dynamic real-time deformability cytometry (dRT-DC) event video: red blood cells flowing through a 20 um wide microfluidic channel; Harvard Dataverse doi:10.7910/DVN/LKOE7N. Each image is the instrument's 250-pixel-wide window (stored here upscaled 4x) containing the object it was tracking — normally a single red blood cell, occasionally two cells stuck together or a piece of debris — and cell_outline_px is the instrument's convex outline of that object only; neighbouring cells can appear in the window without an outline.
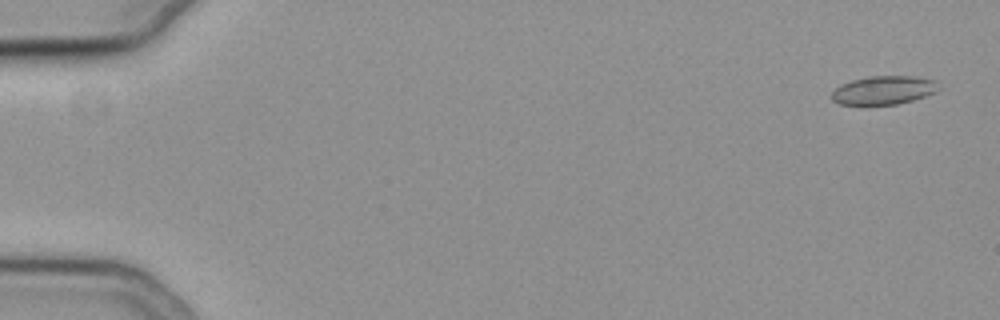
{"species": "common noctule bat (a hibernating species)", "species_latin": "Nyctalus noctula", "temperature_condition": "cold", "stored_images_in_passage": 15, "camera_frame_rate_fps": 3000, "um_per_image_px": 0.085, "animal": {"sex": "female", "body_mass_g": 19.3, "forearm_length_mm": 54.1}, "frame": {"image": 1, "passage_image": 3, "time_ms": 0.667, "image_size_px": [1000, 320], "cell_outline_px": [[940, 88], [936, 92], [912, 100], [896, 104], [840, 104], [832, 100], [832, 92], [840, 84], [852, 80], [868, 76], [916, 76], [936, 80]], "centroid_in_image_um": [75.13, 7.65], "position_along_channel_um": 9.9, "area_um2": 17.74}}